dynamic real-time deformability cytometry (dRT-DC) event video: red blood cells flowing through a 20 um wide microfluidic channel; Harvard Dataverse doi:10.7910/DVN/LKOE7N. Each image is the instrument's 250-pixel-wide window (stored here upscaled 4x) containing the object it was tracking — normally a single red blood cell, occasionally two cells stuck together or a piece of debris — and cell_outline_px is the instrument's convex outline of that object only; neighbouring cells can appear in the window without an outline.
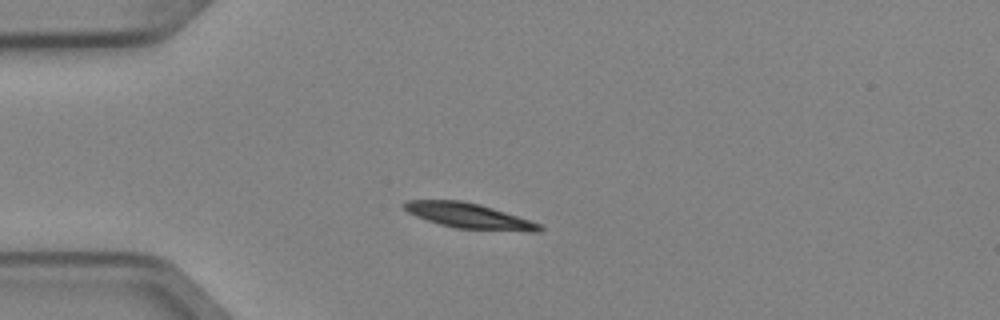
{"species": "Egyptian fruit bat (a non-hibernating species)", "species_latin": "Rousettus aegyptiacus", "temperature_condition": "cold", "stored_images_in_passage": 4, "camera_frame_rate_fps": 3000, "um_per_image_px": 0.085, "animal": {"sex": "female"}, "frame": {"image": 1, "passage_image": 2, "time_ms": 0.333, "image_size_px": [1000, 320], "cell_outline_px": [[544, 228], [540, 232], [528, 232], [456, 228], [440, 224], [416, 216], [408, 212], [400, 204], [408, 200], [460, 200], [480, 204], [540, 224]], "centroid_in_image_um": [39.85, 18.35], "position_along_channel_um": 45.1, "area_um2": 19.77}}
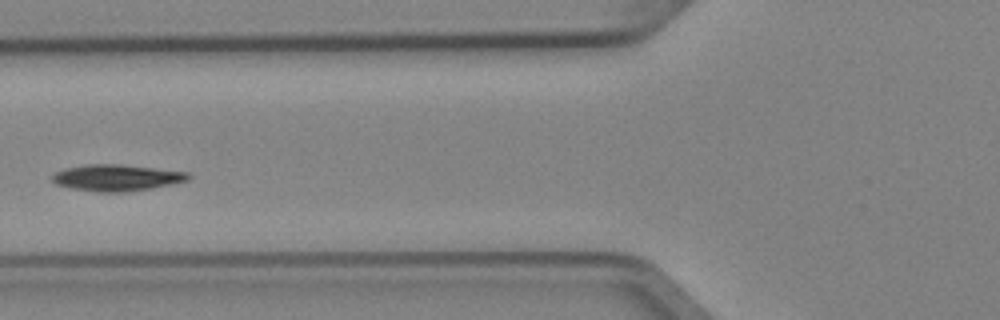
{"frame": {"image": 2, "passage_image": 4, "time_ms": 1.0, "image_size_px": [1000, 320], "cell_outline_px": [[192, 176], [188, 180], [172, 184], [152, 188], [124, 192], [96, 192], [72, 188], [56, 184], [52, 180], [52, 172], [64, 168], [88, 164], [116, 164], [188, 172]], "centroid_in_image_um": [9.88, 15.11], "position_along_channel_um": 115.9, "area_um2": 20.92}}